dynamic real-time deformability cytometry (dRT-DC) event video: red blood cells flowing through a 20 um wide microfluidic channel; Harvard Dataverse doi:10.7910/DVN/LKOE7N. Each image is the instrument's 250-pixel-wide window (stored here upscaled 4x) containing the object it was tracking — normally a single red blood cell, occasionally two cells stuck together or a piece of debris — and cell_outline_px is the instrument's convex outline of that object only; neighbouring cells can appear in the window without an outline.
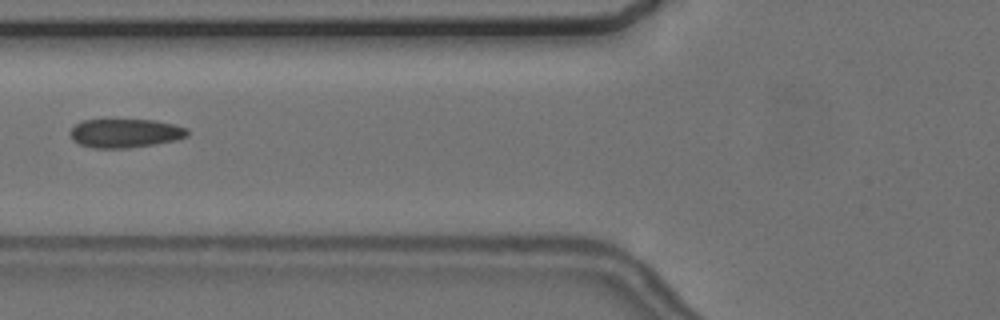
{"species": "common noctule bat (a hibernating species)", "species_latin": "Nyctalus noctula", "temperature_condition": "cold", "stored_images_in_passage": 3, "camera_frame_rate_fps": 3000, "um_per_image_px": 0.085, "animal": {"sex": "female", "body_mass_g": 24.6, "forearm_length_mm": 56.2}, "frame": {"image": 1, "passage_image": 3, "time_ms": 2.333, "image_size_px": [1000, 320], "cell_outline_px": [[188, 136], [176, 140], [128, 148], [92, 148], [80, 144], [72, 140], [68, 132], [76, 124], [84, 120], [156, 120], [188, 128]], "centroid_in_image_um": [10.62, 11.32], "position_along_channel_um": 115.2, "area_um2": 19.65}}